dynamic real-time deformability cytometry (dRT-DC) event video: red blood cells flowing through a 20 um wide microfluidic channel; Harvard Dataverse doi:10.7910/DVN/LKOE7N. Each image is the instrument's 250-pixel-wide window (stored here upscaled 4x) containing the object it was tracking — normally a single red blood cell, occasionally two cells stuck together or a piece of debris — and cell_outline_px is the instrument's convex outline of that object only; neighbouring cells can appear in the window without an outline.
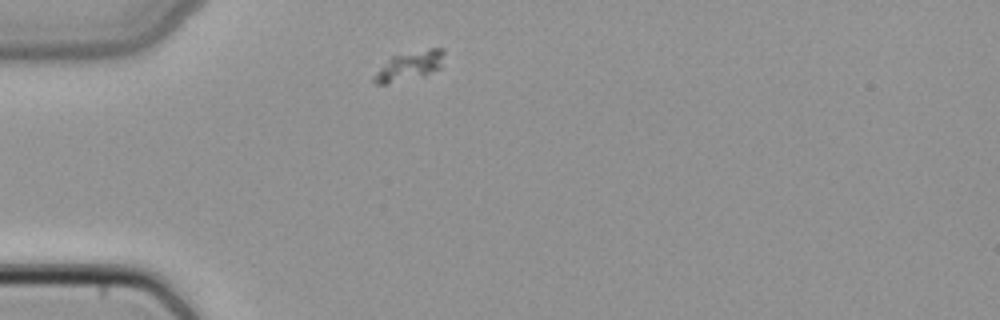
{"species": "common noctule bat (a hibernating species)", "species_latin": "Nyctalus noctula", "temperature_condition": "cold", "stored_images_in_passage": 2, "camera_frame_rate_fps": 3000, "um_per_image_px": 0.085, "animal": {"sex": "female", "body_mass_g": 22.7, "forearm_length_mm": 54.2}, "frame": {"image": 1, "passage_image": 1, "time_ms": 0.0, "image_size_px": [1000, 320], "cell_outline_px": [[444, 52], [440, 68], [424, 76], [388, 84], [376, 84], [372, 80], [372, 76], [392, 56], [428, 48], [444, 48]], "centroid_in_image_um": [34.8, 5.61], "position_along_channel_um": 50.2, "area_um2": 11.91}}